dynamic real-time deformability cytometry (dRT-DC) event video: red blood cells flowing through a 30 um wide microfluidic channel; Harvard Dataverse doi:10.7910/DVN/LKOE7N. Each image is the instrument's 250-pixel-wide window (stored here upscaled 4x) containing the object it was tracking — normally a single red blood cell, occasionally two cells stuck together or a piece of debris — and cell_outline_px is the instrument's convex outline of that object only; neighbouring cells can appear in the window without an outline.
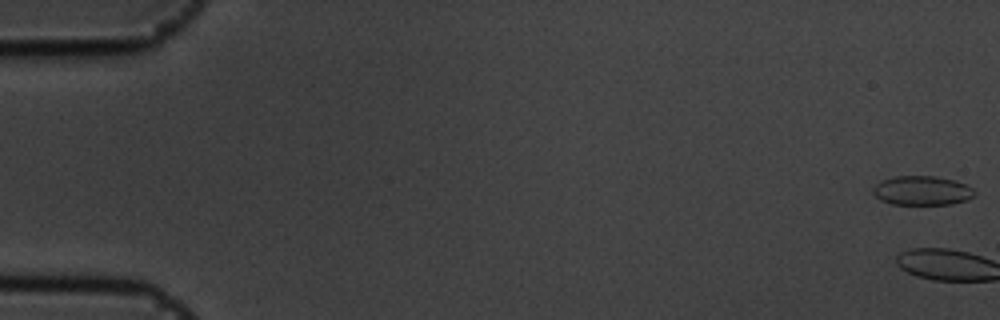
{"species": "common noctule bat (a hibernating species)", "species_latin": "Nyctalus noctula", "temperature_condition": "cold", "stored_images_in_passage": 3, "camera_frame_rate_fps": 3000, "um_per_image_px": 0.085, "animal": {"sex": "male", "body_mass_g": 19.5, "forearm_length_mm": 54.6}, "frame": {"image": 1, "passage_image": 1, "time_ms": 0.0, "image_size_px": [1000, 320], "cell_outline_px": [[976, 192], [968, 200], [952, 204], [892, 204], [880, 200], [872, 192], [872, 188], [880, 180], [896, 176], [936, 176], [952, 180], [964, 184], [972, 188]], "centroid_in_image_um": [78.34, 16.2], "position_along_channel_um": 6.7, "area_um2": 17.28}}